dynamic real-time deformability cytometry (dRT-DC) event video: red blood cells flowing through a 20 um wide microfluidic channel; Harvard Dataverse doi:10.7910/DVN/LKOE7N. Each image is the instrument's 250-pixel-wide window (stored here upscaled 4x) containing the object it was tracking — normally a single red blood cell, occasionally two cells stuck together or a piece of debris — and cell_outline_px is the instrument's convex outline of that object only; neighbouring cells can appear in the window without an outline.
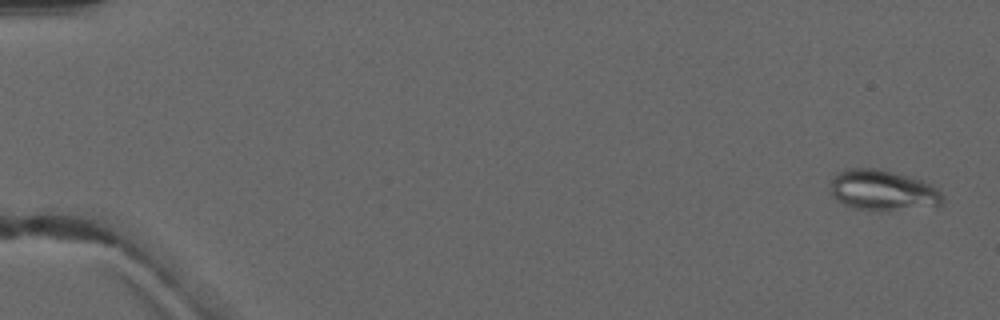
{"species": "common noctule bat (a hibernating species)", "species_latin": "Nyctalus noctula", "temperature_condition": "warm", "stored_images_in_passage": 5, "camera_frame_rate_fps": 3000, "um_per_image_px": 0.085, "animal": {"sex": "male", "forearm_length_mm": 52.5}, "frame": {"image": 1, "passage_image": 1, "time_ms": 0.0, "image_size_px": [1000, 320], "cell_outline_px": [[944, 200], [936, 208], [876, 212], [856, 208], [844, 204], [836, 200], [828, 192], [832, 180], [836, 172], [844, 168], [876, 168], [908, 176], [932, 184], [940, 188], [944, 196]], "centroid_in_image_um": [75.07, 16.21], "position_along_channel_um": 9.9, "area_um2": 27.63}}